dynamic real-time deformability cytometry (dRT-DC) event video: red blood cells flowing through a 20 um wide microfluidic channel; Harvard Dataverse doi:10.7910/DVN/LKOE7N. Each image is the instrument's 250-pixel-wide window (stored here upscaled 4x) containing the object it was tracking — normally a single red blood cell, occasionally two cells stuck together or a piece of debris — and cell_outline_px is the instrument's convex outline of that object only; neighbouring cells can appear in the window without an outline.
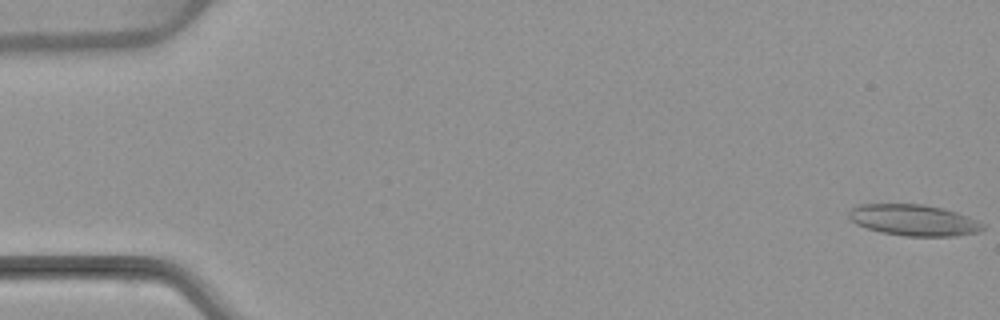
{"species": "common noctule bat (a hibernating species)", "species_latin": "Nyctalus noctula", "temperature_condition": "warm", "stored_images_in_passage": 54, "camera_frame_rate_fps": 3000, "um_per_image_px": 0.085, "animal": {"sex": "female", "body_mass_g": 22.7, "forearm_length_mm": 54.2}, "frame": {"image": 1, "passage_image": 1, "time_ms": 0.0, "image_size_px": [1000, 320], "cell_outline_px": [[984, 228], [980, 232], [956, 236], [904, 236], [880, 232], [856, 224], [848, 216], [848, 212], [852, 208], [860, 204], [924, 204], [944, 208], [968, 216], [984, 224]], "centroid_in_image_um": [77.68, 18.71], "position_along_channel_um": 7.3, "area_um2": 24.45}}
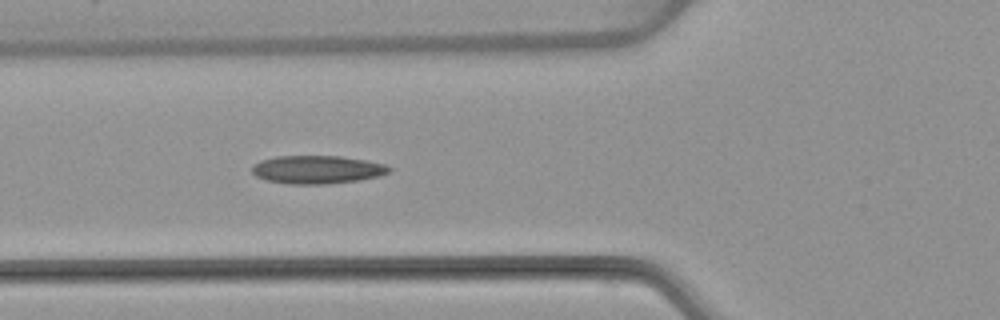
{"frame": {"image": 2, "passage_image": 20, "time_ms": 6.333, "image_size_px": [1000, 320], "cell_outline_px": [[392, 172], [376, 176], [356, 180], [328, 184], [292, 184], [268, 180], [256, 176], [252, 172], [252, 164], [260, 160], [276, 156], [340, 156], [368, 160], [384, 164], [392, 168]], "centroid_in_image_um": [26.96, 14.4], "position_along_channel_um": 98.8, "area_um2": 22.48}}
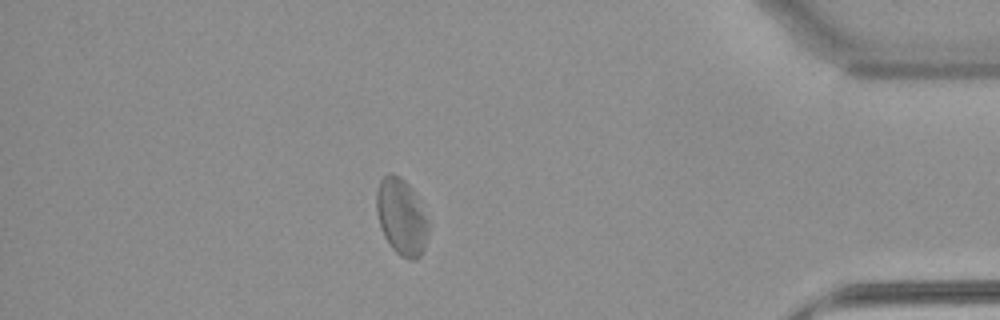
{"frame": {"image": 3, "passage_image": 47, "time_ms": 15.333, "image_size_px": [1000, 320], "cell_outline_px": [[428, 236], [424, 248], [420, 256], [416, 260], [408, 260], [400, 256], [392, 248], [384, 236], [380, 228], [376, 212], [376, 192], [380, 180], [388, 172], [392, 172], [400, 176], [412, 188], [428, 220]], "centroid_in_image_um": [34.11, 18.43], "position_along_channel_um": 401.1, "area_um2": 23.35}, "authors_computed_cell_mechanics": {"area_um2": 22.831, "velocity_mm_per_s": 3.8134, "shape_relaxation_time_tau1_ms": null, "shape_relaxation_time_tau2_ms": 3.7796, "deformation_change_tau1": null, "deformation_change_tau2": 0.1173}}